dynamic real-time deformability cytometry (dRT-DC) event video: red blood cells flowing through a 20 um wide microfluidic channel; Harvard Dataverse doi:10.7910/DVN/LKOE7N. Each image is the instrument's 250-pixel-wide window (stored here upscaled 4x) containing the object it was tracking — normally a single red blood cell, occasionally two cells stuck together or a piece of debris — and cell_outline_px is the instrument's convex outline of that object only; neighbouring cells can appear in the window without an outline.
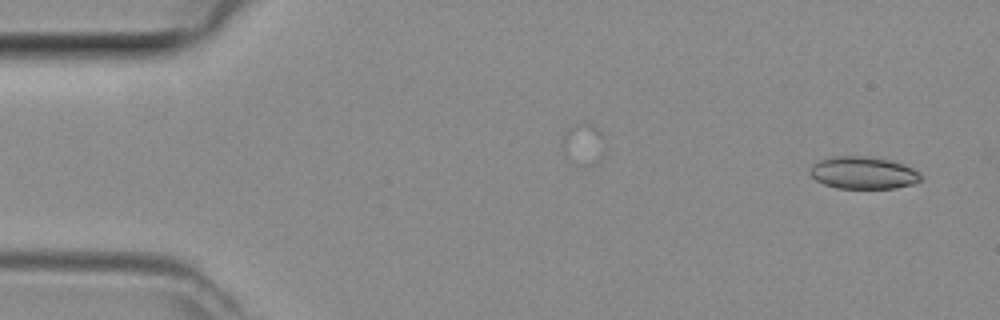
{"species": "common noctule bat (a hibernating species)", "species_latin": "Nyctalus noctula", "temperature_condition": "room temperature", "stored_images_in_passage": 41, "camera_frame_rate_fps": 3000, "um_per_image_px": 0.085, "animal": {"sex": "female", "body_mass_g": 29.2, "forearm_length_mm": 56.3}, "frame": {"image": 1, "passage_image": 2, "time_ms": 0.333, "image_size_px": [1000, 320], "cell_outline_px": [[924, 180], [912, 184], [896, 188], [836, 188], [824, 184], [816, 180], [808, 172], [812, 164], [820, 160], [832, 156], [864, 156], [888, 160], [904, 164], [920, 172], [924, 176]], "centroid_in_image_um": [73.4, 14.69], "position_along_channel_um": 11.6, "area_um2": 21.04}}
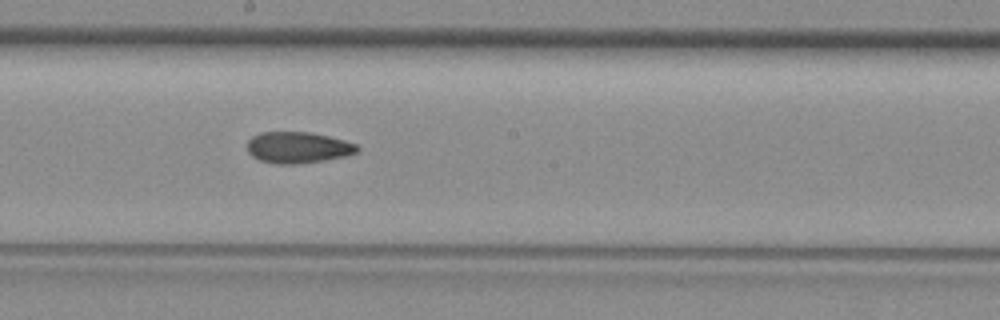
{"frame": {"image": 2, "passage_image": 25, "time_ms": 8.0, "image_size_px": [1000, 320], "cell_outline_px": [[360, 148], [356, 152], [344, 156], [324, 160], [292, 164], [276, 164], [260, 160], [252, 156], [248, 152], [248, 140], [252, 136], [260, 132], [308, 132], [328, 136], [344, 140], [356, 144]], "centroid_in_image_um": [25.3, 12.53], "position_along_channel_um": 222.9, "area_um2": 19.88}}
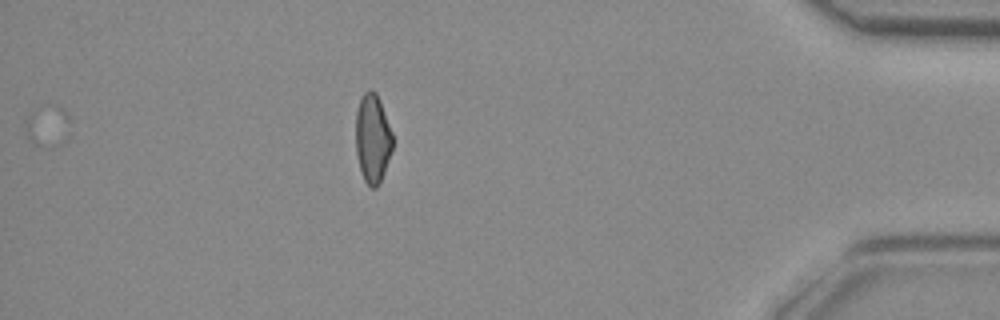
{"frame": {"image": 3, "passage_image": 41, "time_ms": 13.333, "image_size_px": [1000, 320], "cell_outline_px": [[392, 148], [380, 184], [376, 188], [372, 188], [364, 180], [360, 172], [356, 152], [356, 112], [360, 100], [364, 92], [368, 88], [376, 92], [380, 100], [392, 132]], "centroid_in_image_um": [31.66, 11.77], "position_along_channel_um": 403.5, "area_um2": 19.13}}